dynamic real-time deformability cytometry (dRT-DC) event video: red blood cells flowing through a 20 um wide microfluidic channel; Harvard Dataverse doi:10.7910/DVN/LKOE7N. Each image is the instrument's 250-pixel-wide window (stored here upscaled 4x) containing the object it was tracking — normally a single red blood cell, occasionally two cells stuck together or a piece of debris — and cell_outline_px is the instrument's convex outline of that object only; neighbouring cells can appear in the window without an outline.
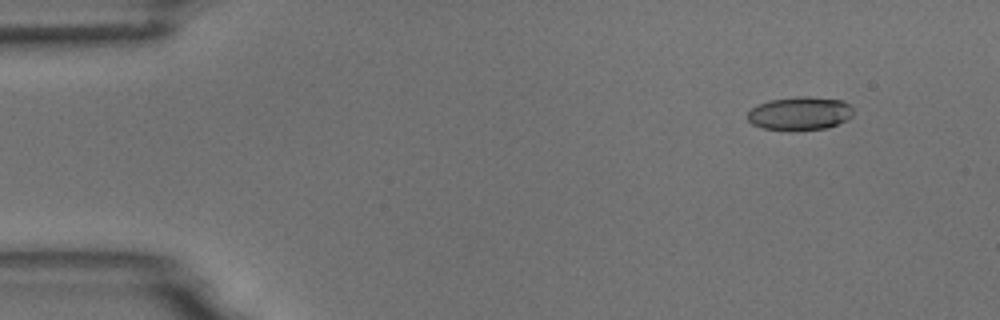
{"species": "common noctule bat (a hibernating species)", "species_latin": "Nyctalus noctula", "temperature_condition": "room temperature", "stored_images_in_passage": 3, "camera_frame_rate_fps": 3000, "um_per_image_px": 0.085, "animal": {"sex": "male", "body_mass_g": 18.8}, "frame": {"image": 1, "passage_image": 1, "time_ms": 0.0, "image_size_px": [1000, 320], "cell_outline_px": [[852, 116], [828, 128], [760, 128], [752, 124], [748, 120], [748, 112], [756, 104], [768, 100], [796, 96], [808, 96], [844, 100], [852, 104]], "centroid_in_image_um": [67.99, 9.58], "position_along_channel_um": 17.0, "area_um2": 20.23}}